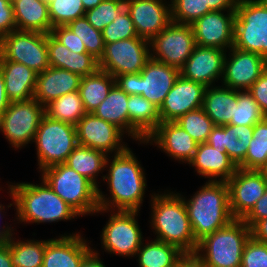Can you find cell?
Returning <instances> with one entry per match:
<instances>
[{
    "instance_id": "1",
    "label": "cell",
    "mask_w": 267,
    "mask_h": 267,
    "mask_svg": "<svg viewBox=\"0 0 267 267\" xmlns=\"http://www.w3.org/2000/svg\"><path fill=\"white\" fill-rule=\"evenodd\" d=\"M105 168L107 174L101 177L107 182L110 196L98 189L99 209L140 211L147 180L144 168L132 149L127 147L121 153L107 156Z\"/></svg>"
},
{
    "instance_id": "2",
    "label": "cell",
    "mask_w": 267,
    "mask_h": 267,
    "mask_svg": "<svg viewBox=\"0 0 267 267\" xmlns=\"http://www.w3.org/2000/svg\"><path fill=\"white\" fill-rule=\"evenodd\" d=\"M41 180L36 185L30 182L7 184V193L13 200L7 207L15 206L17 223H55L80 217L43 178Z\"/></svg>"
},
{
    "instance_id": "3",
    "label": "cell",
    "mask_w": 267,
    "mask_h": 267,
    "mask_svg": "<svg viewBox=\"0 0 267 267\" xmlns=\"http://www.w3.org/2000/svg\"><path fill=\"white\" fill-rule=\"evenodd\" d=\"M150 225L155 239L172 244L182 252H196L198 242L194 238L183 197L167 190L150 195Z\"/></svg>"
},
{
    "instance_id": "4",
    "label": "cell",
    "mask_w": 267,
    "mask_h": 267,
    "mask_svg": "<svg viewBox=\"0 0 267 267\" xmlns=\"http://www.w3.org/2000/svg\"><path fill=\"white\" fill-rule=\"evenodd\" d=\"M204 184L189 199L181 195L197 242L235 219L230 210L227 182L206 181Z\"/></svg>"
},
{
    "instance_id": "5",
    "label": "cell",
    "mask_w": 267,
    "mask_h": 267,
    "mask_svg": "<svg viewBox=\"0 0 267 267\" xmlns=\"http://www.w3.org/2000/svg\"><path fill=\"white\" fill-rule=\"evenodd\" d=\"M250 237L251 228L242 219H234L200 240L196 253L205 267H241L243 250Z\"/></svg>"
},
{
    "instance_id": "6",
    "label": "cell",
    "mask_w": 267,
    "mask_h": 267,
    "mask_svg": "<svg viewBox=\"0 0 267 267\" xmlns=\"http://www.w3.org/2000/svg\"><path fill=\"white\" fill-rule=\"evenodd\" d=\"M40 176L80 216L98 211V188L74 169L57 164L41 171Z\"/></svg>"
},
{
    "instance_id": "7",
    "label": "cell",
    "mask_w": 267,
    "mask_h": 267,
    "mask_svg": "<svg viewBox=\"0 0 267 267\" xmlns=\"http://www.w3.org/2000/svg\"><path fill=\"white\" fill-rule=\"evenodd\" d=\"M233 47L267 60V0H238Z\"/></svg>"
},
{
    "instance_id": "8",
    "label": "cell",
    "mask_w": 267,
    "mask_h": 267,
    "mask_svg": "<svg viewBox=\"0 0 267 267\" xmlns=\"http://www.w3.org/2000/svg\"><path fill=\"white\" fill-rule=\"evenodd\" d=\"M39 171L65 163L78 145L74 125L43 116L33 141Z\"/></svg>"
},
{
    "instance_id": "9",
    "label": "cell",
    "mask_w": 267,
    "mask_h": 267,
    "mask_svg": "<svg viewBox=\"0 0 267 267\" xmlns=\"http://www.w3.org/2000/svg\"><path fill=\"white\" fill-rule=\"evenodd\" d=\"M105 212L110 217L100 235L102 248L116 256L135 257L144 239L137 219L140 212L98 209L95 215Z\"/></svg>"
},
{
    "instance_id": "10",
    "label": "cell",
    "mask_w": 267,
    "mask_h": 267,
    "mask_svg": "<svg viewBox=\"0 0 267 267\" xmlns=\"http://www.w3.org/2000/svg\"><path fill=\"white\" fill-rule=\"evenodd\" d=\"M45 115L44 106L36 99L10 102L0 116V132L11 147L22 149L33 143L40 121Z\"/></svg>"
},
{
    "instance_id": "11",
    "label": "cell",
    "mask_w": 267,
    "mask_h": 267,
    "mask_svg": "<svg viewBox=\"0 0 267 267\" xmlns=\"http://www.w3.org/2000/svg\"><path fill=\"white\" fill-rule=\"evenodd\" d=\"M0 56L39 74L49 67L47 34L13 30L0 38Z\"/></svg>"
},
{
    "instance_id": "12",
    "label": "cell",
    "mask_w": 267,
    "mask_h": 267,
    "mask_svg": "<svg viewBox=\"0 0 267 267\" xmlns=\"http://www.w3.org/2000/svg\"><path fill=\"white\" fill-rule=\"evenodd\" d=\"M150 59V42L138 36L105 43L104 53L98 61V67L113 77L137 74Z\"/></svg>"
},
{
    "instance_id": "13",
    "label": "cell",
    "mask_w": 267,
    "mask_h": 267,
    "mask_svg": "<svg viewBox=\"0 0 267 267\" xmlns=\"http://www.w3.org/2000/svg\"><path fill=\"white\" fill-rule=\"evenodd\" d=\"M196 46L192 25L171 21L150 41L151 59L180 69Z\"/></svg>"
},
{
    "instance_id": "14",
    "label": "cell",
    "mask_w": 267,
    "mask_h": 267,
    "mask_svg": "<svg viewBox=\"0 0 267 267\" xmlns=\"http://www.w3.org/2000/svg\"><path fill=\"white\" fill-rule=\"evenodd\" d=\"M77 143L105 153L107 156L118 154L127 148L123 142L124 133L115 125L86 113L75 125Z\"/></svg>"
},
{
    "instance_id": "15",
    "label": "cell",
    "mask_w": 267,
    "mask_h": 267,
    "mask_svg": "<svg viewBox=\"0 0 267 267\" xmlns=\"http://www.w3.org/2000/svg\"><path fill=\"white\" fill-rule=\"evenodd\" d=\"M228 51L224 60L222 86L237 91L249 90L267 69V60L257 53L245 52L235 47Z\"/></svg>"
},
{
    "instance_id": "16",
    "label": "cell",
    "mask_w": 267,
    "mask_h": 267,
    "mask_svg": "<svg viewBox=\"0 0 267 267\" xmlns=\"http://www.w3.org/2000/svg\"><path fill=\"white\" fill-rule=\"evenodd\" d=\"M230 210L235 219H243L264 195L267 181L258 170L238 168L227 181Z\"/></svg>"
},
{
    "instance_id": "17",
    "label": "cell",
    "mask_w": 267,
    "mask_h": 267,
    "mask_svg": "<svg viewBox=\"0 0 267 267\" xmlns=\"http://www.w3.org/2000/svg\"><path fill=\"white\" fill-rule=\"evenodd\" d=\"M225 13V14H224ZM235 11H211L192 23L196 45L228 50L233 47Z\"/></svg>"
},
{
    "instance_id": "18",
    "label": "cell",
    "mask_w": 267,
    "mask_h": 267,
    "mask_svg": "<svg viewBox=\"0 0 267 267\" xmlns=\"http://www.w3.org/2000/svg\"><path fill=\"white\" fill-rule=\"evenodd\" d=\"M169 3L166 0H125L140 38L150 42L171 22Z\"/></svg>"
},
{
    "instance_id": "19",
    "label": "cell",
    "mask_w": 267,
    "mask_h": 267,
    "mask_svg": "<svg viewBox=\"0 0 267 267\" xmlns=\"http://www.w3.org/2000/svg\"><path fill=\"white\" fill-rule=\"evenodd\" d=\"M226 53L218 48L196 46L179 69L180 75L205 87L215 86L220 78L222 81Z\"/></svg>"
},
{
    "instance_id": "20",
    "label": "cell",
    "mask_w": 267,
    "mask_h": 267,
    "mask_svg": "<svg viewBox=\"0 0 267 267\" xmlns=\"http://www.w3.org/2000/svg\"><path fill=\"white\" fill-rule=\"evenodd\" d=\"M206 87L179 75L159 108L160 122H175L189 111L202 107Z\"/></svg>"
},
{
    "instance_id": "21",
    "label": "cell",
    "mask_w": 267,
    "mask_h": 267,
    "mask_svg": "<svg viewBox=\"0 0 267 267\" xmlns=\"http://www.w3.org/2000/svg\"><path fill=\"white\" fill-rule=\"evenodd\" d=\"M142 143L155 145L167 156L187 164L195 155L198 145L177 122H160Z\"/></svg>"
},
{
    "instance_id": "22",
    "label": "cell",
    "mask_w": 267,
    "mask_h": 267,
    "mask_svg": "<svg viewBox=\"0 0 267 267\" xmlns=\"http://www.w3.org/2000/svg\"><path fill=\"white\" fill-rule=\"evenodd\" d=\"M80 232L47 239L42 267H80L83 258L93 249Z\"/></svg>"
},
{
    "instance_id": "23",
    "label": "cell",
    "mask_w": 267,
    "mask_h": 267,
    "mask_svg": "<svg viewBox=\"0 0 267 267\" xmlns=\"http://www.w3.org/2000/svg\"><path fill=\"white\" fill-rule=\"evenodd\" d=\"M179 75L178 68L150 59L138 73V95L160 108Z\"/></svg>"
},
{
    "instance_id": "24",
    "label": "cell",
    "mask_w": 267,
    "mask_h": 267,
    "mask_svg": "<svg viewBox=\"0 0 267 267\" xmlns=\"http://www.w3.org/2000/svg\"><path fill=\"white\" fill-rule=\"evenodd\" d=\"M188 164L199 176L209 178L207 181L227 182L238 169L224 148H213L206 142L197 145L195 155Z\"/></svg>"
},
{
    "instance_id": "25",
    "label": "cell",
    "mask_w": 267,
    "mask_h": 267,
    "mask_svg": "<svg viewBox=\"0 0 267 267\" xmlns=\"http://www.w3.org/2000/svg\"><path fill=\"white\" fill-rule=\"evenodd\" d=\"M253 130L254 126L215 125L206 143L212 145L213 148H224L235 165L244 169V158L253 138Z\"/></svg>"
},
{
    "instance_id": "26",
    "label": "cell",
    "mask_w": 267,
    "mask_h": 267,
    "mask_svg": "<svg viewBox=\"0 0 267 267\" xmlns=\"http://www.w3.org/2000/svg\"><path fill=\"white\" fill-rule=\"evenodd\" d=\"M81 78L68 70L49 66L37 74L33 98L45 106L62 95L78 91Z\"/></svg>"
},
{
    "instance_id": "27",
    "label": "cell",
    "mask_w": 267,
    "mask_h": 267,
    "mask_svg": "<svg viewBox=\"0 0 267 267\" xmlns=\"http://www.w3.org/2000/svg\"><path fill=\"white\" fill-rule=\"evenodd\" d=\"M48 62L56 67L76 73L81 77L94 74L98 69V60L91 54L70 51L51 33L47 34Z\"/></svg>"
},
{
    "instance_id": "28",
    "label": "cell",
    "mask_w": 267,
    "mask_h": 267,
    "mask_svg": "<svg viewBox=\"0 0 267 267\" xmlns=\"http://www.w3.org/2000/svg\"><path fill=\"white\" fill-rule=\"evenodd\" d=\"M128 99L129 95L115 84L106 99L92 113L142 144L146 140L129 124Z\"/></svg>"
},
{
    "instance_id": "29",
    "label": "cell",
    "mask_w": 267,
    "mask_h": 267,
    "mask_svg": "<svg viewBox=\"0 0 267 267\" xmlns=\"http://www.w3.org/2000/svg\"><path fill=\"white\" fill-rule=\"evenodd\" d=\"M5 91L10 102L33 99L37 73L24 64L4 60L0 56Z\"/></svg>"
},
{
    "instance_id": "30",
    "label": "cell",
    "mask_w": 267,
    "mask_h": 267,
    "mask_svg": "<svg viewBox=\"0 0 267 267\" xmlns=\"http://www.w3.org/2000/svg\"><path fill=\"white\" fill-rule=\"evenodd\" d=\"M17 30L51 33L47 0H11Z\"/></svg>"
},
{
    "instance_id": "31",
    "label": "cell",
    "mask_w": 267,
    "mask_h": 267,
    "mask_svg": "<svg viewBox=\"0 0 267 267\" xmlns=\"http://www.w3.org/2000/svg\"><path fill=\"white\" fill-rule=\"evenodd\" d=\"M237 90L224 86L206 87L202 108L214 125H228L234 116Z\"/></svg>"
},
{
    "instance_id": "32",
    "label": "cell",
    "mask_w": 267,
    "mask_h": 267,
    "mask_svg": "<svg viewBox=\"0 0 267 267\" xmlns=\"http://www.w3.org/2000/svg\"><path fill=\"white\" fill-rule=\"evenodd\" d=\"M129 124L146 140L160 123L159 107L141 95H129Z\"/></svg>"
},
{
    "instance_id": "33",
    "label": "cell",
    "mask_w": 267,
    "mask_h": 267,
    "mask_svg": "<svg viewBox=\"0 0 267 267\" xmlns=\"http://www.w3.org/2000/svg\"><path fill=\"white\" fill-rule=\"evenodd\" d=\"M106 159L105 153L78 144L64 164L90 180L99 189L98 174L106 171Z\"/></svg>"
},
{
    "instance_id": "34",
    "label": "cell",
    "mask_w": 267,
    "mask_h": 267,
    "mask_svg": "<svg viewBox=\"0 0 267 267\" xmlns=\"http://www.w3.org/2000/svg\"><path fill=\"white\" fill-rule=\"evenodd\" d=\"M115 85V78L100 69L81 78L78 92L87 113H92L108 96Z\"/></svg>"
},
{
    "instance_id": "35",
    "label": "cell",
    "mask_w": 267,
    "mask_h": 267,
    "mask_svg": "<svg viewBox=\"0 0 267 267\" xmlns=\"http://www.w3.org/2000/svg\"><path fill=\"white\" fill-rule=\"evenodd\" d=\"M154 240V241H153ZM144 240L136 253L139 267H176L180 256L184 253L178 247L157 239Z\"/></svg>"
},
{
    "instance_id": "36",
    "label": "cell",
    "mask_w": 267,
    "mask_h": 267,
    "mask_svg": "<svg viewBox=\"0 0 267 267\" xmlns=\"http://www.w3.org/2000/svg\"><path fill=\"white\" fill-rule=\"evenodd\" d=\"M45 116L50 119L76 125L87 113L78 91L69 92L44 106Z\"/></svg>"
},
{
    "instance_id": "37",
    "label": "cell",
    "mask_w": 267,
    "mask_h": 267,
    "mask_svg": "<svg viewBox=\"0 0 267 267\" xmlns=\"http://www.w3.org/2000/svg\"><path fill=\"white\" fill-rule=\"evenodd\" d=\"M16 240L8 241L13 267H42L47 240Z\"/></svg>"
},
{
    "instance_id": "38",
    "label": "cell",
    "mask_w": 267,
    "mask_h": 267,
    "mask_svg": "<svg viewBox=\"0 0 267 267\" xmlns=\"http://www.w3.org/2000/svg\"><path fill=\"white\" fill-rule=\"evenodd\" d=\"M267 160V117L254 125L253 138L244 158V169L258 170Z\"/></svg>"
},
{
    "instance_id": "39",
    "label": "cell",
    "mask_w": 267,
    "mask_h": 267,
    "mask_svg": "<svg viewBox=\"0 0 267 267\" xmlns=\"http://www.w3.org/2000/svg\"><path fill=\"white\" fill-rule=\"evenodd\" d=\"M67 26L85 45L87 53L91 54L98 61L103 56L105 43L102 32L96 30L86 19L85 16L71 21Z\"/></svg>"
},
{
    "instance_id": "40",
    "label": "cell",
    "mask_w": 267,
    "mask_h": 267,
    "mask_svg": "<svg viewBox=\"0 0 267 267\" xmlns=\"http://www.w3.org/2000/svg\"><path fill=\"white\" fill-rule=\"evenodd\" d=\"M266 116L248 90L237 91V104L229 124L254 126Z\"/></svg>"
},
{
    "instance_id": "41",
    "label": "cell",
    "mask_w": 267,
    "mask_h": 267,
    "mask_svg": "<svg viewBox=\"0 0 267 267\" xmlns=\"http://www.w3.org/2000/svg\"><path fill=\"white\" fill-rule=\"evenodd\" d=\"M177 122L198 144L205 143L215 126L203 108L189 111L181 116Z\"/></svg>"
},
{
    "instance_id": "42",
    "label": "cell",
    "mask_w": 267,
    "mask_h": 267,
    "mask_svg": "<svg viewBox=\"0 0 267 267\" xmlns=\"http://www.w3.org/2000/svg\"><path fill=\"white\" fill-rule=\"evenodd\" d=\"M52 27L67 25L85 16L82 0H47Z\"/></svg>"
},
{
    "instance_id": "43",
    "label": "cell",
    "mask_w": 267,
    "mask_h": 267,
    "mask_svg": "<svg viewBox=\"0 0 267 267\" xmlns=\"http://www.w3.org/2000/svg\"><path fill=\"white\" fill-rule=\"evenodd\" d=\"M171 21L191 25L206 13L205 0H170Z\"/></svg>"
},
{
    "instance_id": "44",
    "label": "cell",
    "mask_w": 267,
    "mask_h": 267,
    "mask_svg": "<svg viewBox=\"0 0 267 267\" xmlns=\"http://www.w3.org/2000/svg\"><path fill=\"white\" fill-rule=\"evenodd\" d=\"M125 7V0L102 1L95 8L87 10L85 17L96 30L102 32Z\"/></svg>"
},
{
    "instance_id": "45",
    "label": "cell",
    "mask_w": 267,
    "mask_h": 267,
    "mask_svg": "<svg viewBox=\"0 0 267 267\" xmlns=\"http://www.w3.org/2000/svg\"><path fill=\"white\" fill-rule=\"evenodd\" d=\"M104 43L138 37L129 11L125 7L102 31Z\"/></svg>"
},
{
    "instance_id": "46",
    "label": "cell",
    "mask_w": 267,
    "mask_h": 267,
    "mask_svg": "<svg viewBox=\"0 0 267 267\" xmlns=\"http://www.w3.org/2000/svg\"><path fill=\"white\" fill-rule=\"evenodd\" d=\"M241 267H267V243L251 236L243 250Z\"/></svg>"
},
{
    "instance_id": "47",
    "label": "cell",
    "mask_w": 267,
    "mask_h": 267,
    "mask_svg": "<svg viewBox=\"0 0 267 267\" xmlns=\"http://www.w3.org/2000/svg\"><path fill=\"white\" fill-rule=\"evenodd\" d=\"M51 34L70 51L75 53L87 52L82 40L67 25L53 27Z\"/></svg>"
},
{
    "instance_id": "48",
    "label": "cell",
    "mask_w": 267,
    "mask_h": 267,
    "mask_svg": "<svg viewBox=\"0 0 267 267\" xmlns=\"http://www.w3.org/2000/svg\"><path fill=\"white\" fill-rule=\"evenodd\" d=\"M16 29L11 0H0V38Z\"/></svg>"
},
{
    "instance_id": "49",
    "label": "cell",
    "mask_w": 267,
    "mask_h": 267,
    "mask_svg": "<svg viewBox=\"0 0 267 267\" xmlns=\"http://www.w3.org/2000/svg\"><path fill=\"white\" fill-rule=\"evenodd\" d=\"M258 103L262 113L267 117V69L248 90Z\"/></svg>"
},
{
    "instance_id": "50",
    "label": "cell",
    "mask_w": 267,
    "mask_h": 267,
    "mask_svg": "<svg viewBox=\"0 0 267 267\" xmlns=\"http://www.w3.org/2000/svg\"><path fill=\"white\" fill-rule=\"evenodd\" d=\"M267 218V189L251 211L242 219L250 228L259 220Z\"/></svg>"
},
{
    "instance_id": "51",
    "label": "cell",
    "mask_w": 267,
    "mask_h": 267,
    "mask_svg": "<svg viewBox=\"0 0 267 267\" xmlns=\"http://www.w3.org/2000/svg\"><path fill=\"white\" fill-rule=\"evenodd\" d=\"M115 84L128 95H138V73L115 76Z\"/></svg>"
},
{
    "instance_id": "52",
    "label": "cell",
    "mask_w": 267,
    "mask_h": 267,
    "mask_svg": "<svg viewBox=\"0 0 267 267\" xmlns=\"http://www.w3.org/2000/svg\"><path fill=\"white\" fill-rule=\"evenodd\" d=\"M176 267H205V264L196 252H185L180 256Z\"/></svg>"
},
{
    "instance_id": "53",
    "label": "cell",
    "mask_w": 267,
    "mask_h": 267,
    "mask_svg": "<svg viewBox=\"0 0 267 267\" xmlns=\"http://www.w3.org/2000/svg\"><path fill=\"white\" fill-rule=\"evenodd\" d=\"M238 0H205L210 11H235Z\"/></svg>"
},
{
    "instance_id": "54",
    "label": "cell",
    "mask_w": 267,
    "mask_h": 267,
    "mask_svg": "<svg viewBox=\"0 0 267 267\" xmlns=\"http://www.w3.org/2000/svg\"><path fill=\"white\" fill-rule=\"evenodd\" d=\"M251 236L257 241L267 243V218L259 220L251 228Z\"/></svg>"
},
{
    "instance_id": "55",
    "label": "cell",
    "mask_w": 267,
    "mask_h": 267,
    "mask_svg": "<svg viewBox=\"0 0 267 267\" xmlns=\"http://www.w3.org/2000/svg\"><path fill=\"white\" fill-rule=\"evenodd\" d=\"M100 254L95 248L92 249L82 260L80 267H106L99 257Z\"/></svg>"
},
{
    "instance_id": "56",
    "label": "cell",
    "mask_w": 267,
    "mask_h": 267,
    "mask_svg": "<svg viewBox=\"0 0 267 267\" xmlns=\"http://www.w3.org/2000/svg\"><path fill=\"white\" fill-rule=\"evenodd\" d=\"M10 101L6 95L5 82L2 71L0 70V116L8 108Z\"/></svg>"
},
{
    "instance_id": "57",
    "label": "cell",
    "mask_w": 267,
    "mask_h": 267,
    "mask_svg": "<svg viewBox=\"0 0 267 267\" xmlns=\"http://www.w3.org/2000/svg\"><path fill=\"white\" fill-rule=\"evenodd\" d=\"M0 267H13L9 244L0 248Z\"/></svg>"
},
{
    "instance_id": "58",
    "label": "cell",
    "mask_w": 267,
    "mask_h": 267,
    "mask_svg": "<svg viewBox=\"0 0 267 267\" xmlns=\"http://www.w3.org/2000/svg\"><path fill=\"white\" fill-rule=\"evenodd\" d=\"M4 206L5 205H2V203H0V219L3 218L1 215H5L4 213H6L5 212L6 206L5 207ZM4 225H6V226H4ZM4 225H3V227L0 226V231H2L10 239L15 234L14 233L15 229H13V227L11 225L10 226L8 224H4Z\"/></svg>"
},
{
    "instance_id": "59",
    "label": "cell",
    "mask_w": 267,
    "mask_h": 267,
    "mask_svg": "<svg viewBox=\"0 0 267 267\" xmlns=\"http://www.w3.org/2000/svg\"><path fill=\"white\" fill-rule=\"evenodd\" d=\"M102 1H107V0H82L83 6L85 11L95 8L98 6Z\"/></svg>"
},
{
    "instance_id": "60",
    "label": "cell",
    "mask_w": 267,
    "mask_h": 267,
    "mask_svg": "<svg viewBox=\"0 0 267 267\" xmlns=\"http://www.w3.org/2000/svg\"><path fill=\"white\" fill-rule=\"evenodd\" d=\"M8 241H9V238L2 231H0V248L7 245Z\"/></svg>"
},
{
    "instance_id": "61",
    "label": "cell",
    "mask_w": 267,
    "mask_h": 267,
    "mask_svg": "<svg viewBox=\"0 0 267 267\" xmlns=\"http://www.w3.org/2000/svg\"><path fill=\"white\" fill-rule=\"evenodd\" d=\"M258 171L261 173V175L266 179L267 181V160L265 163L258 169Z\"/></svg>"
}]
</instances>
